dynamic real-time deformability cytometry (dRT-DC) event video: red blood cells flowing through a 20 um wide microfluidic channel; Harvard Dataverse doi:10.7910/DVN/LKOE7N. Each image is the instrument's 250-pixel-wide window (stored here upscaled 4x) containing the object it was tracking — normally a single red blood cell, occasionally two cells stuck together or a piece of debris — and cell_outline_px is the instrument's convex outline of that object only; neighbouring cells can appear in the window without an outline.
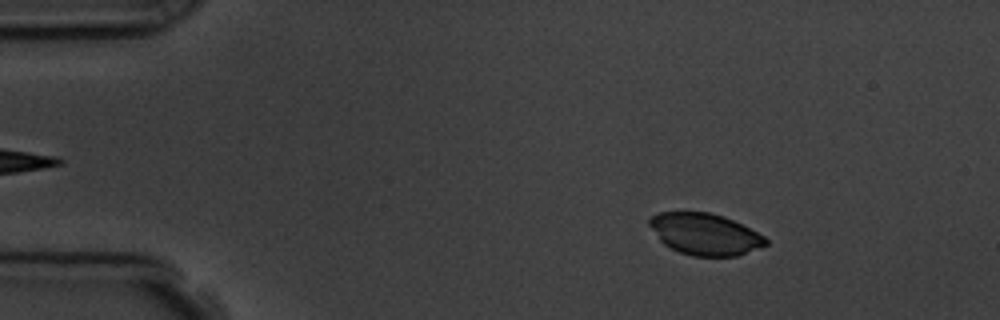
{"species": "common noctule bat (a hibernating species)", "species_latin": "Nyctalus noctula", "temperature_condition": "room temperature", "stored_images_in_passage": 6, "camera_frame_rate_fps": 3000, "um_per_image_px": 0.085, "animal": {"sex": "male", "body_mass_g": 19.5, "forearm_length_mm": 54.6}, "frame": {"image": 1, "passage_image": 2, "time_ms": 1.333, "image_size_px": [1000, 320], "cell_outline_px": [[768, 244], [736, 256], [692, 256], [680, 252], [664, 244], [660, 240], [648, 224], [648, 216], [660, 212], [712, 212], [724, 216], [764, 236], [768, 240]], "centroid_in_image_um": [59.88, 19.89], "position_along_channel_um": 25.1, "area_um2": 28.03}}